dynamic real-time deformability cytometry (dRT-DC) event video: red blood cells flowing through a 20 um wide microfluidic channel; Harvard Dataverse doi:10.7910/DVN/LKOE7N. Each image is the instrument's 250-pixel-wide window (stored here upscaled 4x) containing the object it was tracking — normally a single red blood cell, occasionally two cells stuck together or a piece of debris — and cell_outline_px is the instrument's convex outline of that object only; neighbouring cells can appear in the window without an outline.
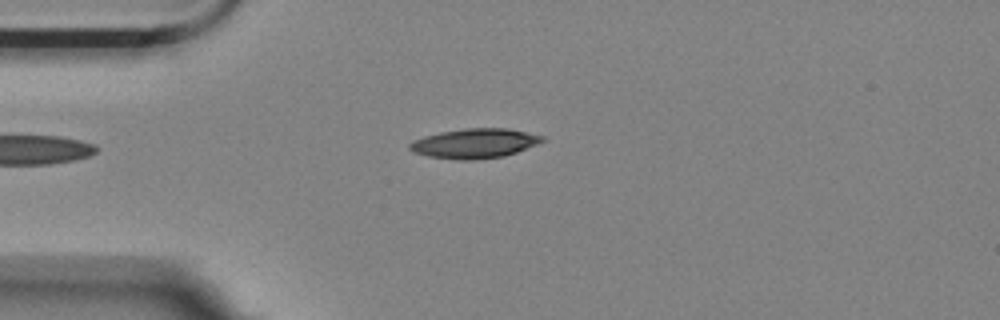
{"species": "Egyptian fruit bat (a non-hibernating species)", "species_latin": "Rousettus aegyptiacus", "temperature_condition": "room temperature", "stored_images_in_passage": 35, "camera_frame_rate_fps": 3000, "um_per_image_px": 0.085, "animal": {"sex": "female"}, "frame": {"image": 1, "passage_image": 1, "time_ms": 0.0, "image_size_px": [1000, 320], "cell_outline_px": [[544, 140], [536, 144], [516, 152], [504, 156], [476, 160], [460, 160], [428, 156], [416, 152], [408, 148], [408, 144], [412, 140], [424, 136], [440, 132], [464, 128], [508, 128], [544, 136]], "centroid_in_image_um": [40.32, 12.18], "position_along_channel_um": 44.7, "area_um2": 22.83}}
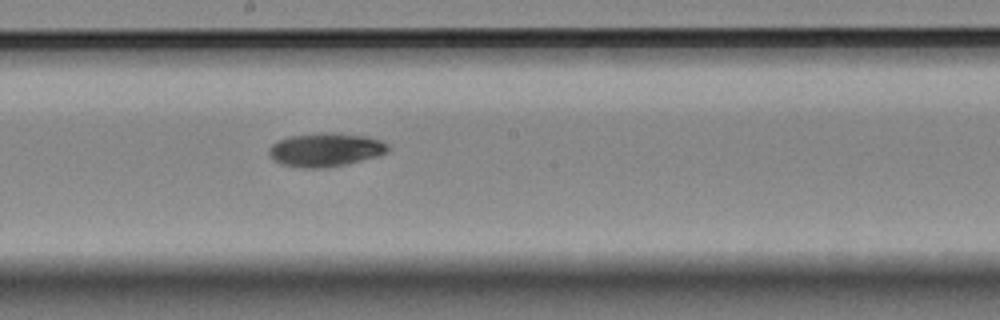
{"frame": {"image": 2, "passage_image": 17, "time_ms": 5.333, "image_size_px": [1000, 320], "cell_outline_px": [[392, 148], [388, 152], [380, 156], [348, 164], [324, 168], [300, 168], [280, 164], [272, 160], [268, 152], [268, 148], [272, 144], [288, 136], [324, 132], [336, 132], [364, 136], [380, 140], [388, 144]], "centroid_in_image_um": [27.69, 12.74], "position_along_channel_um": 220.5, "area_um2": 23.81}}
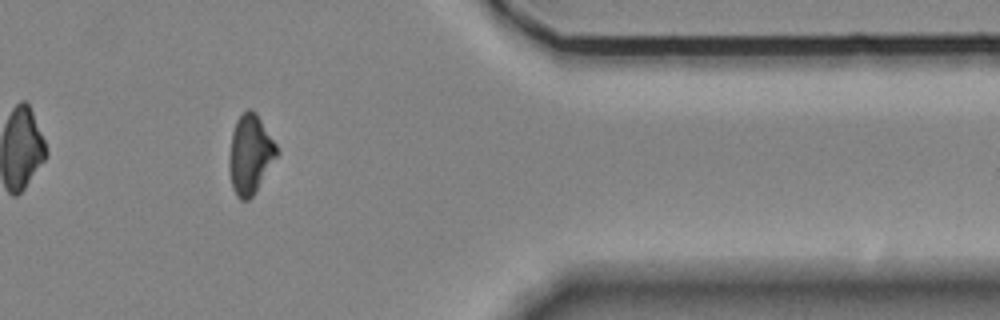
{"frame": {"image": 3, "passage_image": 33, "time_ms": 10.667, "image_size_px": [1000, 320], "cell_outline_px": [[280, 152], [252, 196], [248, 200], [240, 200], [236, 196], [232, 188], [228, 168], [228, 160], [232, 132], [236, 120], [248, 108], [252, 108], [256, 112], [276, 144]], "centroid_in_image_um": [21.25, 13.11], "position_along_channel_um": 390.2, "area_um2": 22.08}, "authors_computed_cell_mechanics": {"area_um2": 22.542, "velocity_mm_per_s": 3.5697, "shape_relaxation_time_tau1_ms": 4.8324, "shape_relaxation_time_tau2_ms": null, "deformation_change_tau1": 0.1451, "deformation_change_tau2": null}}